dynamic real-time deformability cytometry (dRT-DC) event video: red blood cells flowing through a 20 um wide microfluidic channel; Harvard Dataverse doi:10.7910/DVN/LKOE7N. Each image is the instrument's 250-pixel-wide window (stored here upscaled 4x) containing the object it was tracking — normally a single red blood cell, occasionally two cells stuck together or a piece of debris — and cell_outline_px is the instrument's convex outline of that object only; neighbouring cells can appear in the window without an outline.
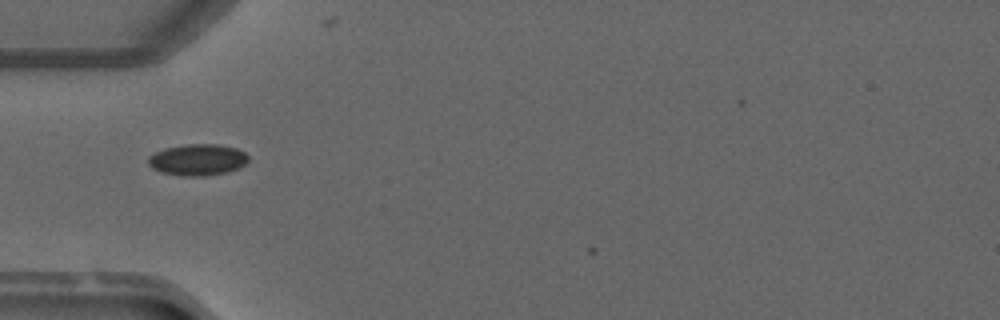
{"species": "common noctule bat (a hibernating species)", "species_latin": "Nyctalus noctula", "temperature_condition": "warm", "stored_images_in_passage": 4, "camera_frame_rate_fps": 3000, "um_per_image_px": 0.085, "animal": {"sex": "male", "forearm_length_mm": 52.5}, "frame": {"image": 1, "passage_image": 1, "time_ms": 0.0, "image_size_px": [1000, 320], "cell_outline_px": [[248, 160], [244, 164], [236, 168], [224, 172], [204, 176], [184, 176], [164, 172], [152, 168], [148, 164], [148, 156], [164, 148], [184, 144], [216, 144], [236, 148], [244, 152], [248, 156]], "centroid_in_image_um": [16.77, 13.56], "position_along_channel_um": 68.2, "area_um2": 18.09}}